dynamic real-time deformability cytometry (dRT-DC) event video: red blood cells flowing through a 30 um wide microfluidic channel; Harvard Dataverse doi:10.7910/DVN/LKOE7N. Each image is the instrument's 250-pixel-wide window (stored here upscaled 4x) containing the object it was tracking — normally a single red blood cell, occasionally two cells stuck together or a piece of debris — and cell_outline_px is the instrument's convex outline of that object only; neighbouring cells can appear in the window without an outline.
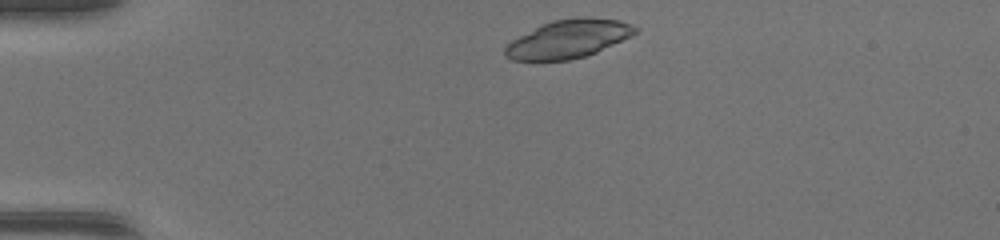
{"species": "common noctule bat (a hibernating species)", "species_latin": "Nyctalus noctula", "temperature_condition": "warm", "stored_images_in_passage": 38, "camera_frame_rate_fps": 3000, "um_per_image_px": 0.085, "animal": {"sex": "female", "body_mass_g": 17.0, "forearm_length_mm": 48.0}, "frame": {"image": 1, "passage_image": 2, "time_ms": 0.333, "image_size_px": [1000, 240], "cell_outline_px": [[640, 28], [632, 36], [596, 52], [584, 56], [568, 60], [512, 60], [504, 56], [504, 48], [512, 40], [552, 20], [580, 16], [620, 20]], "centroid_in_image_um": [48.34, 3.3], "position_along_channel_um": 36.7, "area_um2": 28.78}}
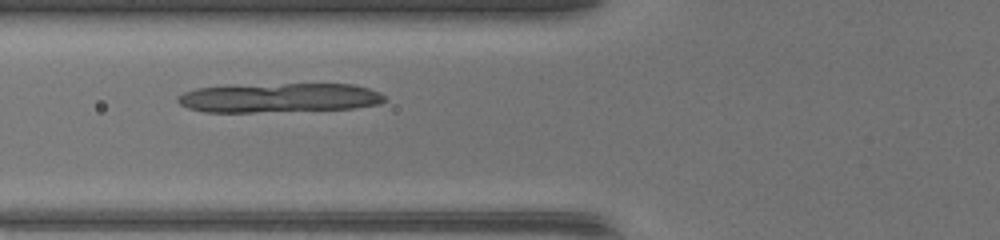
{"frame": {"image": 2, "passage_image": 10, "time_ms": 3.0, "image_size_px": [1000, 240], "cell_outline_px": [[388, 100], [380, 104], [356, 108], [252, 112], [204, 112], [188, 108], [180, 104], [176, 100], [176, 96], [184, 92], [196, 88], [284, 84], [352, 84], [368, 88], [380, 92]], "centroid_in_image_um": [23.77, 8.32], "position_along_channel_um": 102.0, "area_um2": 35.08}}